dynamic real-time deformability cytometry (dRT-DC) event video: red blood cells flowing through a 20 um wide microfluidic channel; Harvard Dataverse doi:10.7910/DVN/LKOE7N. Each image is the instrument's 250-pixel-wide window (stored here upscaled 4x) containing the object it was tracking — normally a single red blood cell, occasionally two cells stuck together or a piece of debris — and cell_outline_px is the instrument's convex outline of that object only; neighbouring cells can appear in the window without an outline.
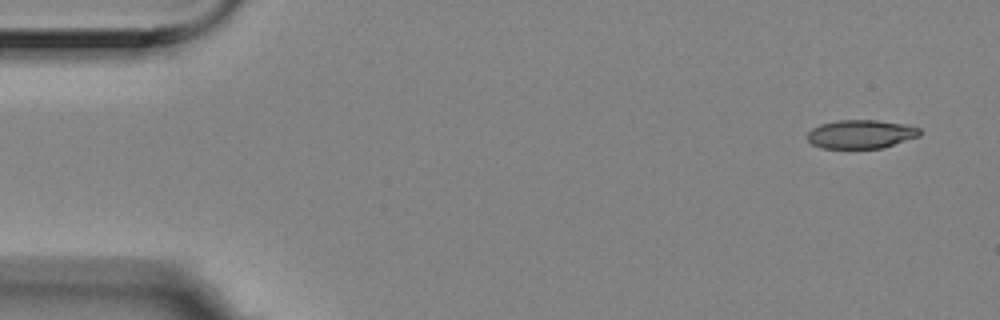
{"species": "Egyptian fruit bat (a non-hibernating species)", "species_latin": "Rousettus aegyptiacus", "temperature_condition": "room temperature", "stored_images_in_passage": 5, "camera_frame_rate_fps": 3000, "um_per_image_px": 0.085, "animal": {"sex": "female"}, "frame": {"image": 1, "passage_image": 1, "time_ms": 0.0, "image_size_px": [1000, 320], "cell_outline_px": [[920, 136], [880, 148], [824, 148], [812, 144], [808, 140], [808, 132], [812, 128], [820, 124], [836, 120], [876, 120], [908, 124], [920, 128]], "centroid_in_image_um": [73.18, 11.39], "position_along_channel_um": 11.8, "area_um2": 18.73}}
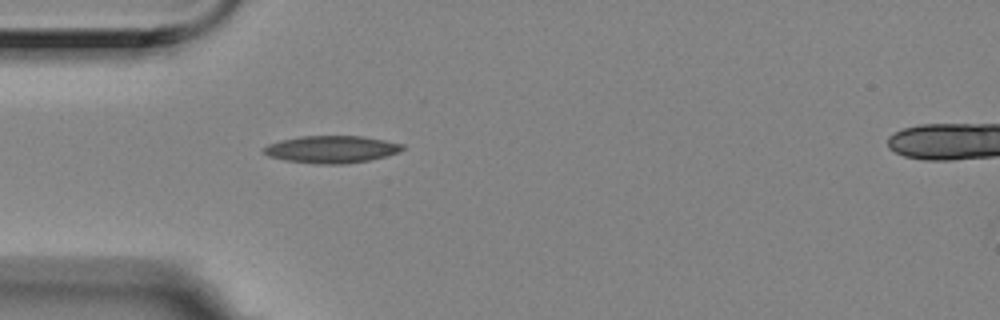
{"frame": {"image": 2, "passage_image": 5, "time_ms": 1.333, "image_size_px": [1000, 320], "cell_outline_px": [[404, 148], [396, 152], [384, 156], [368, 160], [340, 164], [320, 164], [284, 160], [268, 156], [264, 152], [264, 148], [268, 144], [280, 140], [300, 136], [364, 136], [404, 144]], "centroid_in_image_um": [28.15, 12.68], "position_along_channel_um": 56.9, "area_um2": 21.79}}